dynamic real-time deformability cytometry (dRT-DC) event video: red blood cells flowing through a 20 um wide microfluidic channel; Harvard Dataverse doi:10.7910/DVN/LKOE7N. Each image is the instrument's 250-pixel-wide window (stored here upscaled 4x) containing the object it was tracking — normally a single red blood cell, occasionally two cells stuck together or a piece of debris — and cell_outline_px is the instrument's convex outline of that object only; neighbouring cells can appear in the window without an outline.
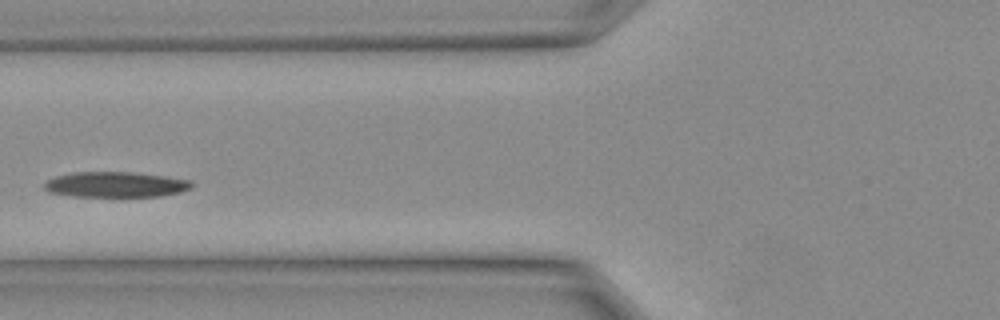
{"species": "Egyptian fruit bat (a non-hibernating species)", "species_latin": "Rousettus aegyptiacus", "temperature_condition": "warm", "stored_images_in_passage": 30, "camera_frame_rate_fps": 3000, "um_per_image_px": 0.085, "animal": {"sex": "female"}, "frame": {"image": 1, "passage_image": 13, "time_ms": 4.0, "image_size_px": [1000, 320], "cell_outline_px": [[192, 188], [180, 192], [160, 196], [72, 196], [48, 192], [44, 188], [44, 184], [48, 180], [56, 176], [72, 172], [136, 172], [192, 180]], "centroid_in_image_um": [9.83, 15.68], "position_along_channel_um": 116.0, "area_um2": 21.85}}
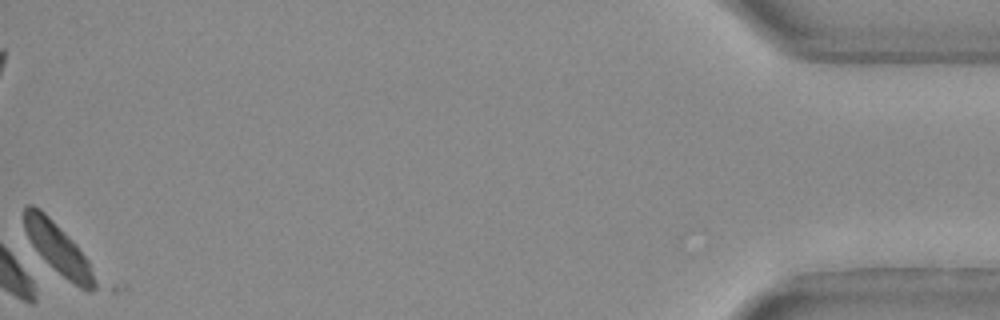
{"frame": {"image": 2, "passage_image": 30, "time_ms": 9.667, "image_size_px": [1000, 320], "cell_outline_px": [[104, 288], [92, 292], [88, 292], [80, 288], [68, 280], [44, 260], [32, 244], [24, 228], [24, 208], [28, 204], [32, 204], [40, 208], [76, 244], [88, 260]], "centroid_in_image_um": [5.05, 21.23], "position_along_channel_um": 430.1, "area_um2": 21.21}}